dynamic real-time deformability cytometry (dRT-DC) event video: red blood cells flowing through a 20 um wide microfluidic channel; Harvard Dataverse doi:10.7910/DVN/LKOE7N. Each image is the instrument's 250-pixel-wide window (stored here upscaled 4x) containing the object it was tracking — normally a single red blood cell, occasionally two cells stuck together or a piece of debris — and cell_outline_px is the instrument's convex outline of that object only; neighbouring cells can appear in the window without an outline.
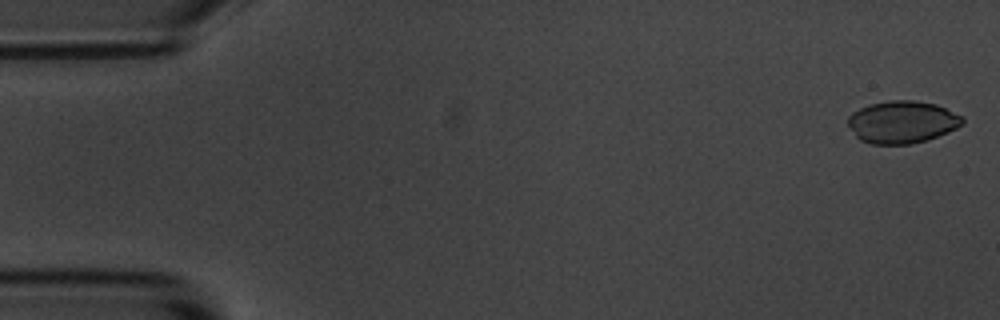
{"species": "common noctule bat (a hibernating species)", "species_latin": "Nyctalus noctula", "temperature_condition": "room temperature", "stored_images_in_passage": 5, "camera_frame_rate_fps": 3000, "um_per_image_px": 0.085, "animal": {"sex": "male", "body_mass_g": 20.1, "forearm_length_mm": 53.5}, "frame": {"image": 1, "passage_image": 1, "time_ms": 0.0, "image_size_px": [1000, 320], "cell_outline_px": [[964, 124], [948, 132], [928, 140], [912, 144], [872, 144], [860, 140], [856, 136], [848, 124], [848, 116], [852, 112], [868, 104], [888, 100], [916, 100], [936, 104], [964, 116]], "centroid_in_image_um": [76.7, 10.36], "position_along_channel_um": 8.3, "area_um2": 28.55}}